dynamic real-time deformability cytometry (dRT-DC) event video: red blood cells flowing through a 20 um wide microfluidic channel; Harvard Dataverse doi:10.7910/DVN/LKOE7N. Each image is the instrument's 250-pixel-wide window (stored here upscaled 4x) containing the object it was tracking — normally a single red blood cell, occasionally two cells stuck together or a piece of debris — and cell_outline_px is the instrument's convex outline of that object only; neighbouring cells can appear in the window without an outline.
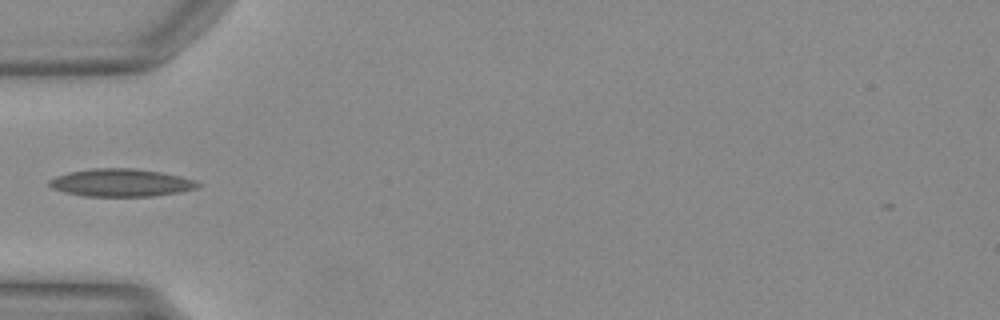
{"species": "Egyptian fruit bat (a non-hibernating species)", "species_latin": "Rousettus aegyptiacus", "temperature_condition": "warm", "stored_images_in_passage": 34, "camera_frame_rate_fps": 3000, "um_per_image_px": 0.085, "animal": {"sex": "female"}, "frame": {"image": 1, "passage_image": 1, "time_ms": 0.0, "image_size_px": [1000, 320], "cell_outline_px": [[200, 184], [196, 188], [176, 192], [152, 196], [84, 196], [64, 192], [52, 188], [48, 184], [48, 180], [56, 176], [68, 172], [92, 168], [132, 168], [160, 172], [180, 176], [192, 180]], "centroid_in_image_um": [10.21, 15.52], "position_along_channel_um": 74.8, "area_um2": 23.76}}
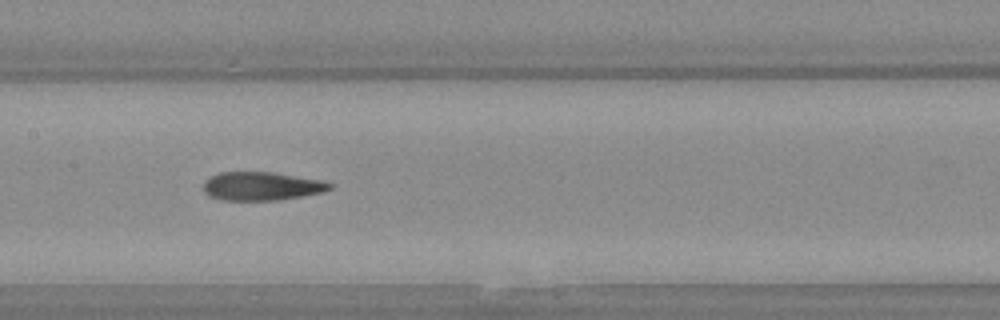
{"frame": {"image": 2, "passage_image": 9, "time_ms": 2.667, "image_size_px": [1000, 320], "cell_outline_px": [[332, 188], [324, 192], [280, 200], [220, 200], [208, 196], [204, 192], [204, 184], [212, 176], [220, 172], [272, 172], [320, 180], [332, 184]], "centroid_in_image_um": [22.24, 15.83], "position_along_channel_um": 185.2, "area_um2": 20.87}}
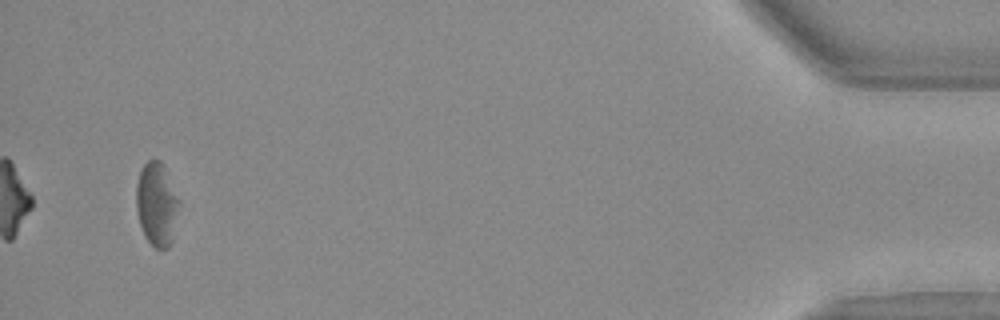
{"frame": {"image": 3, "passage_image": 32, "time_ms": 10.333, "image_size_px": [1000, 320], "cell_outline_px": [[180, 204], [172, 240], [168, 248], [156, 248], [144, 236], [140, 224], [136, 208], [136, 184], [140, 168], [148, 160], [160, 160], [164, 164], [180, 200]], "centroid_in_image_um": [13.32, 17.31], "position_along_channel_um": 421.9, "area_um2": 21.1}}